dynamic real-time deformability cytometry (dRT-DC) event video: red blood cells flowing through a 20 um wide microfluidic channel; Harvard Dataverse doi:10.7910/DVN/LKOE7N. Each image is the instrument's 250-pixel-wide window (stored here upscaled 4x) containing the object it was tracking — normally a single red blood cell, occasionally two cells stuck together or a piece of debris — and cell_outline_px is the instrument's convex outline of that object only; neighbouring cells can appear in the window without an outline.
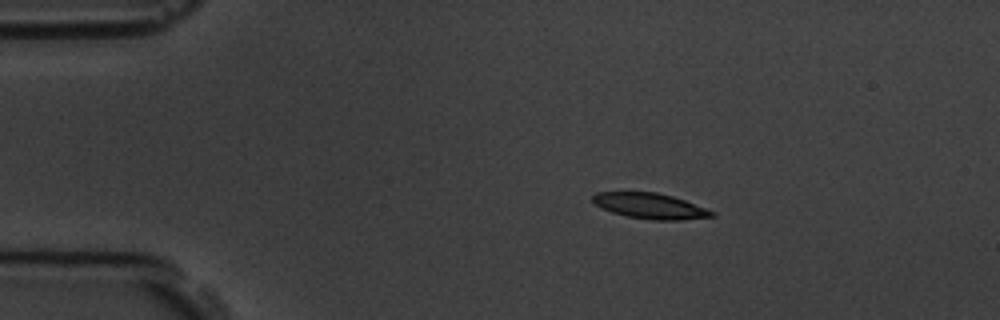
{"species": "common noctule bat (a hibernating species)", "species_latin": "Nyctalus noctula", "temperature_condition": "room temperature", "stored_images_in_passage": 4, "camera_frame_rate_fps": 3000, "um_per_image_px": 0.085, "animal": {"sex": "male", "body_mass_g": 19.5, "forearm_length_mm": 54.6}, "frame": {"image": 1, "passage_image": 3, "time_ms": 2.0, "image_size_px": [1000, 320], "cell_outline_px": [[716, 216], [680, 220], [652, 220], [628, 216], [612, 212], [596, 204], [592, 200], [592, 196], [596, 192], [656, 192], [672, 196], [684, 200], [716, 212]], "centroid_in_image_um": [55.29, 17.5], "position_along_channel_um": 29.7, "area_um2": 17.57}}